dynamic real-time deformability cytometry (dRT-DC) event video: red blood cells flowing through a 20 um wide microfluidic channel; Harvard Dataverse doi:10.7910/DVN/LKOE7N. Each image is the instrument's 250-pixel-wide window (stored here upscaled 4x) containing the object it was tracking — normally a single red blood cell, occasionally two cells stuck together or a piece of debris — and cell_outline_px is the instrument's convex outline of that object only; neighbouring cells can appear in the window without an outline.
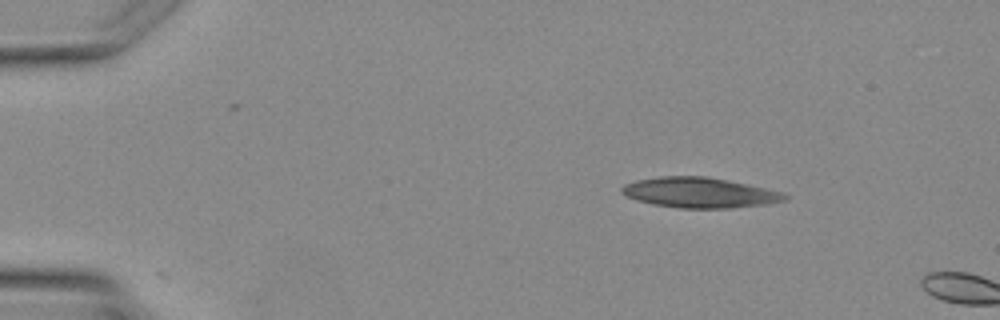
{"species": "Egyptian fruit bat (a non-hibernating species)", "species_latin": "Rousettus aegyptiacus", "temperature_condition": "warm", "stored_images_in_passage": 2, "camera_frame_rate_fps": 3000, "um_per_image_px": 0.085, "animal": {"sex": "female"}, "frame": {"image": 1, "passage_image": 1, "time_ms": 0.0, "image_size_px": [1000, 320], "cell_outline_px": [[788, 196], [784, 200], [764, 204], [728, 208], [680, 208], [652, 204], [636, 200], [620, 192], [620, 188], [624, 184], [636, 180], [660, 176], [704, 176], [728, 180], [784, 192]], "centroid_in_image_um": [59.42, 16.37], "position_along_channel_um": 25.6, "area_um2": 28.61}}